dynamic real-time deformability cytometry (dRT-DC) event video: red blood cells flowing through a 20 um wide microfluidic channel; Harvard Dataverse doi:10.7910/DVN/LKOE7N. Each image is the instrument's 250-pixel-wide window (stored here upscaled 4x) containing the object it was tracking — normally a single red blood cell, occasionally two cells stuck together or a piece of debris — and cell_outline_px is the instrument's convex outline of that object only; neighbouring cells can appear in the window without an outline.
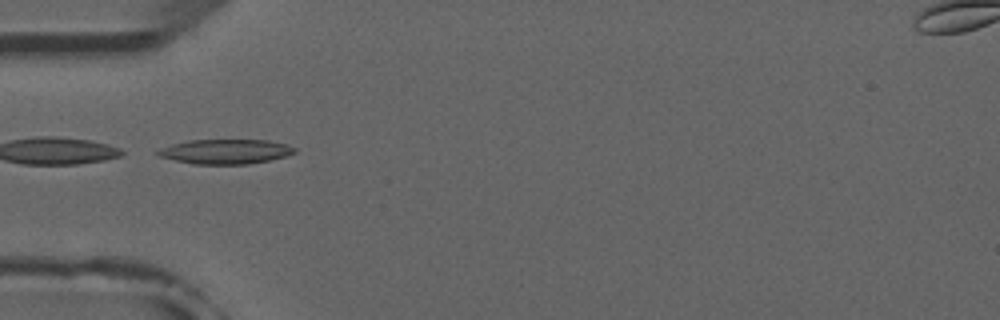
{"species": "common noctule bat (a hibernating species)", "species_latin": "Nyctalus noctula", "temperature_condition": "room temperature", "stored_images_in_passage": 5, "camera_frame_rate_fps": 3000, "um_per_image_px": 0.085, "animal": {"sex": "male", "forearm_length_mm": 52.5}, "frame": {"image": 1, "passage_image": 5, "time_ms": 5.0, "image_size_px": [1000, 320], "cell_outline_px": [[296, 152], [288, 156], [248, 164], [192, 164], [160, 156], [156, 152], [160, 148], [172, 144], [188, 140], [268, 140], [284, 144], [296, 148]], "centroid_in_image_um": [19.18, 12.88], "position_along_channel_um": 65.8, "area_um2": 19.54}}